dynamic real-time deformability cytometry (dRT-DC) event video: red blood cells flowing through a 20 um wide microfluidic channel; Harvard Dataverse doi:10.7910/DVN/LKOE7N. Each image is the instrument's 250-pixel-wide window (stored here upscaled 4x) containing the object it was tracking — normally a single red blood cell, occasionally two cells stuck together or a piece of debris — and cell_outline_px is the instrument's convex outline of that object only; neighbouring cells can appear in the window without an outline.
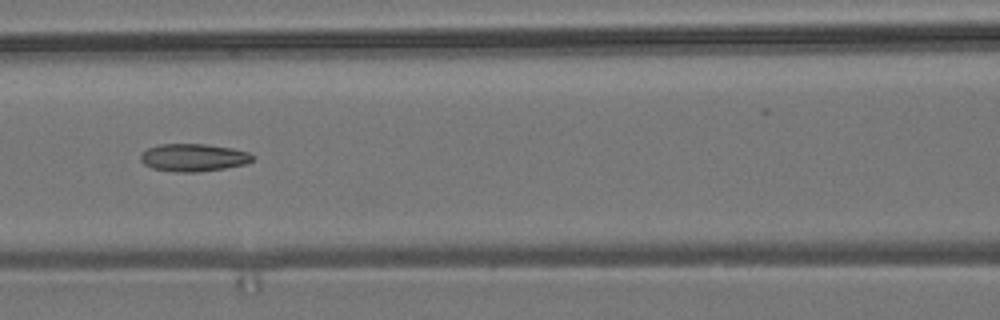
{"species": "common noctule bat (a hibernating species)", "species_latin": "Nyctalus noctula", "temperature_condition": "room temperature", "stored_images_in_passage": 8, "camera_frame_rate_fps": 3000, "um_per_image_px": 0.085, "animal": {"sex": "male", "body_mass_g": 19.2, "forearm_length_mm": 51.8}, "frame": {"image": 1, "passage_image": 7, "time_ms": 7.0, "image_size_px": [1000, 320], "cell_outline_px": [[256, 156], [252, 160], [244, 164], [224, 168], [196, 172], [176, 172], [152, 168], [144, 164], [140, 160], [140, 156], [148, 148], [160, 144], [208, 144], [232, 148], [248, 152]], "centroid_in_image_um": [16.45, 13.38], "position_along_channel_um": 150.2, "area_um2": 17.98}}
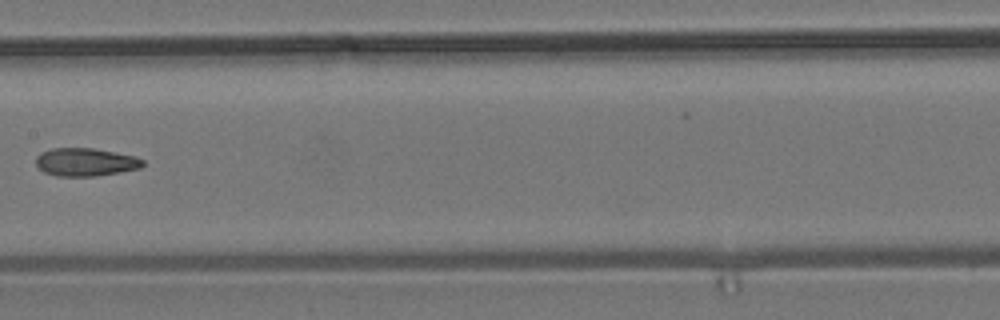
{"frame": {"image": 2, "passage_image": 8, "time_ms": 8.333, "image_size_px": [1000, 320], "cell_outline_px": [[144, 164], [140, 168], [120, 172], [96, 176], [56, 176], [44, 172], [36, 164], [36, 156], [40, 152], [52, 148], [92, 148], [136, 156], [144, 160]], "centroid_in_image_um": [7.26, 13.77], "position_along_channel_um": 200.1, "area_um2": 17.51}}